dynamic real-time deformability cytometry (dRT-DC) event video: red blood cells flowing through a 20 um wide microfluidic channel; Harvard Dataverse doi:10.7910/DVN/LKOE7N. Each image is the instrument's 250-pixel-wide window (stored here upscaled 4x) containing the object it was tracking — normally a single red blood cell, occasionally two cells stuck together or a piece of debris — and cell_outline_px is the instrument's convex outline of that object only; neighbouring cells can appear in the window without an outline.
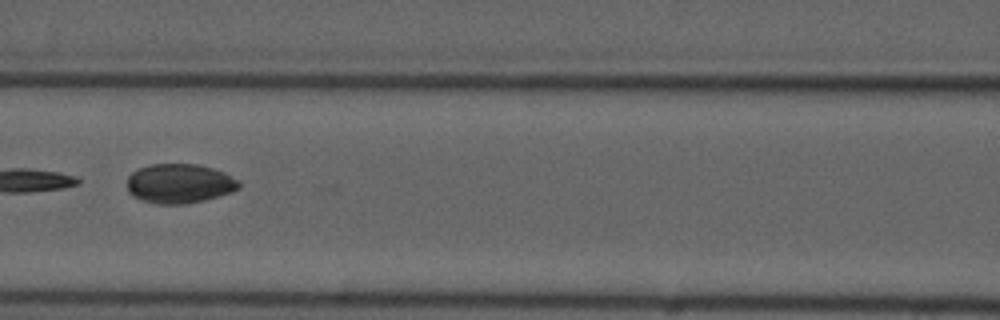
{"species": "common noctule bat (a hibernating species)", "species_latin": "Nyctalus noctula", "temperature_condition": "cold", "stored_images_in_passage": 9, "camera_frame_rate_fps": 3000, "um_per_image_px": 0.085, "animal": {"sex": "male", "forearm_length_mm": 52.5}, "frame": {"image": 1, "passage_image": 7, "time_ms": 7.667, "image_size_px": [1000, 320], "cell_outline_px": [[240, 188], [232, 192], [204, 200], [184, 204], [156, 204], [140, 200], [132, 196], [128, 192], [128, 176], [132, 172], [140, 168], [152, 164], [196, 164], [212, 168], [224, 172], [240, 180]], "centroid_in_image_um": [15.26, 15.61], "position_along_channel_um": 151.3, "area_um2": 25.84}}
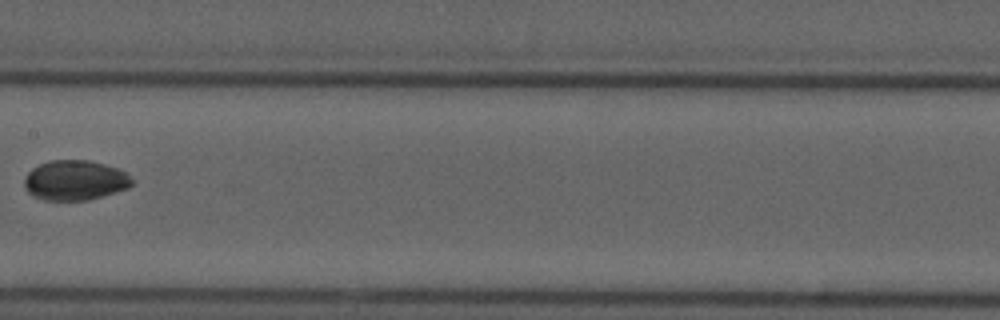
{"frame": {"image": 2, "passage_image": 8, "time_ms": 9.0, "image_size_px": [1000, 320], "cell_outline_px": [[132, 184], [128, 188], [88, 200], [44, 200], [32, 196], [24, 188], [24, 176], [32, 168], [40, 164], [52, 160], [88, 160], [104, 164], [116, 168], [124, 172], [132, 180]], "centroid_in_image_um": [6.32, 15.33], "position_along_channel_um": 201.1, "area_um2": 24.97}}
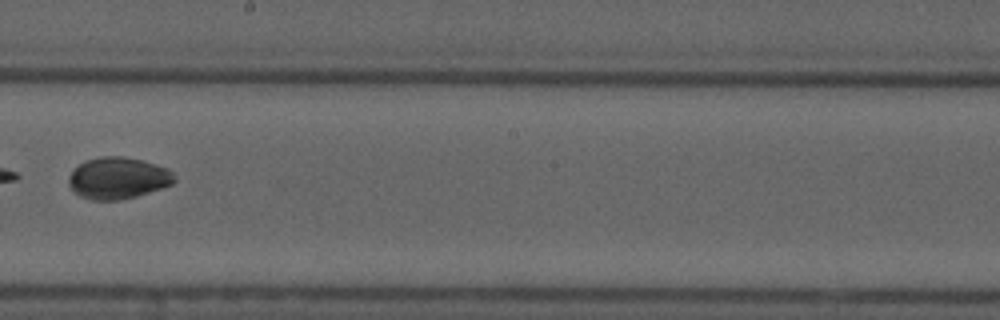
{"frame": {"image": 3, "passage_image": 9, "time_ms": 10.0, "image_size_px": [1000, 320], "cell_outline_px": [[176, 180], [172, 184], [136, 196], [120, 200], [92, 200], [80, 196], [68, 184], [68, 176], [80, 164], [88, 160], [100, 156], [124, 156], [140, 160], [168, 168], [172, 172]], "centroid_in_image_um": [10.03, 15.14], "position_along_channel_um": 238.2, "area_um2": 25.37}}